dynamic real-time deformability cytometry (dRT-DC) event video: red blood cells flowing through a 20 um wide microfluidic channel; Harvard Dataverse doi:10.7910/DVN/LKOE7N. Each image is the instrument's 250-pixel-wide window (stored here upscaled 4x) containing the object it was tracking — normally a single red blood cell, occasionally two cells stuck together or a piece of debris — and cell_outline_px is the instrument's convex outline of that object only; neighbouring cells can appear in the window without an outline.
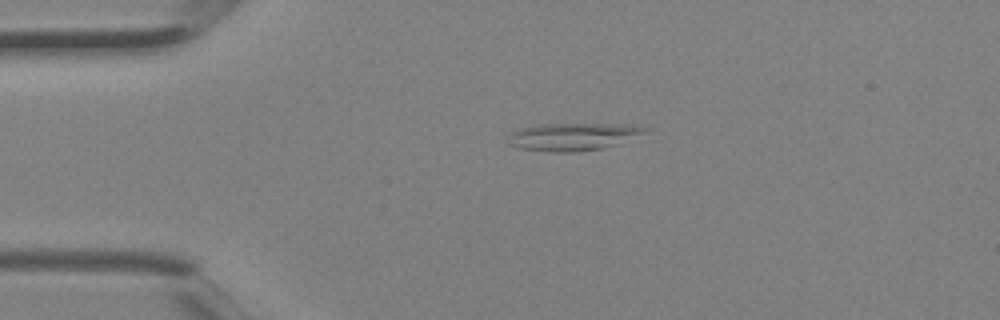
{"species": "Egyptian fruit bat (a non-hibernating species)", "species_latin": "Rousettus aegyptiacus", "temperature_condition": "room temperature", "stored_images_in_passage": 4, "camera_frame_rate_fps": 3000, "um_per_image_px": 0.085, "animal": {"sex": "female"}, "frame": {"image": 1, "passage_image": 4, "time_ms": 1.0, "image_size_px": [1000, 320], "cell_outline_px": [[648, 128], [644, 132], [612, 144], [600, 148], [576, 152], [548, 152], [520, 148], [512, 144], [512, 132], [520, 128], [540, 124], [632, 124]], "centroid_in_image_um": [48.67, 11.6], "position_along_channel_um": 36.3, "area_um2": 21.15}}